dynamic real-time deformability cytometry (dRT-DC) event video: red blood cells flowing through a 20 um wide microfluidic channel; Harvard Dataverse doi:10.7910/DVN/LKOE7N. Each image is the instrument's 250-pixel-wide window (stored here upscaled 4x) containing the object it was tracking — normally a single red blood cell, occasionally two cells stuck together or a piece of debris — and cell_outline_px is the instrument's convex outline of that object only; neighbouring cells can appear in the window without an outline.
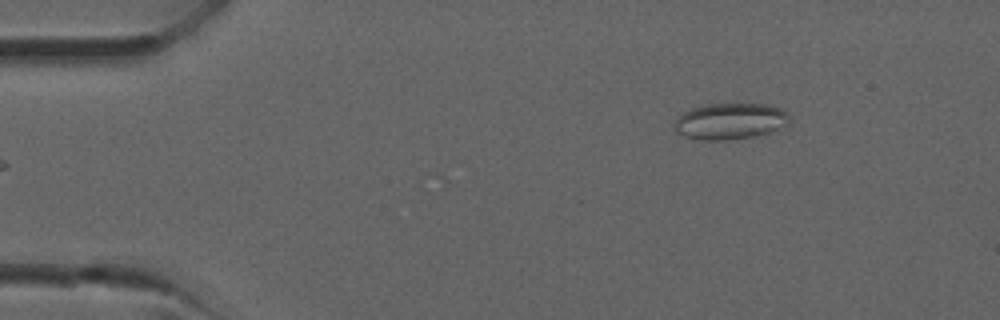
{"species": "common noctule bat (a hibernating species)", "species_latin": "Nyctalus noctula", "temperature_condition": "room temperature", "stored_images_in_passage": 4, "camera_frame_rate_fps": 3000, "um_per_image_px": 0.085, "animal": {"sex": "male", "forearm_length_mm": 52.5}, "frame": {"image": 1, "passage_image": 1, "time_ms": 0.0, "image_size_px": [1000, 320], "cell_outline_px": [[792, 124], [772, 132], [756, 136], [728, 140], [700, 140], [684, 136], [676, 132], [672, 124], [684, 112], [692, 108], [708, 104], [768, 104], [780, 108], [788, 112], [792, 116]], "centroid_in_image_um": [62.15, 10.31], "position_along_channel_um": 22.9, "area_um2": 24.85}}